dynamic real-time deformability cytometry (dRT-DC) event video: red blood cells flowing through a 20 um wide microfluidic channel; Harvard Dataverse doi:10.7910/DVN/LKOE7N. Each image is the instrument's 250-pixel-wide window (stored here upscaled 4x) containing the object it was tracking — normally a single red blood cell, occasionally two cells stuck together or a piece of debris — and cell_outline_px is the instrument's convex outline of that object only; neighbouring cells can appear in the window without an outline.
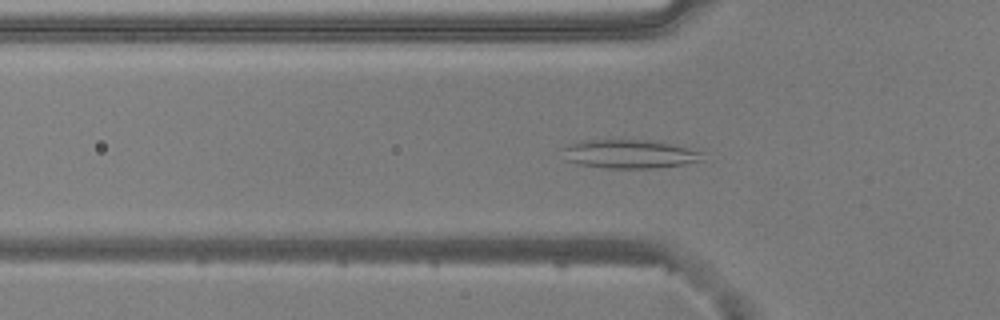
{"species": "common noctule bat (a hibernating species)", "species_latin": "Nyctalus noctula", "temperature_condition": "warm", "stored_images_in_passage": 53, "camera_frame_rate_fps": 3000, "um_per_image_px": 0.085, "animal": {"sex": "male", "body_mass_g": 20.5, "forearm_length_mm": 52.5}, "frame": {"image": 1, "passage_image": 17, "time_ms": 5.333, "image_size_px": [1000, 320], "cell_outline_px": [[704, 160], [684, 164], [656, 168], [608, 168], [576, 164], [564, 160], [560, 148], [564, 144], [580, 140], [648, 140], [668, 144], [704, 152]], "centroid_in_image_um": [53.4, 13.09], "position_along_channel_um": 72.4, "area_um2": 23.7}}
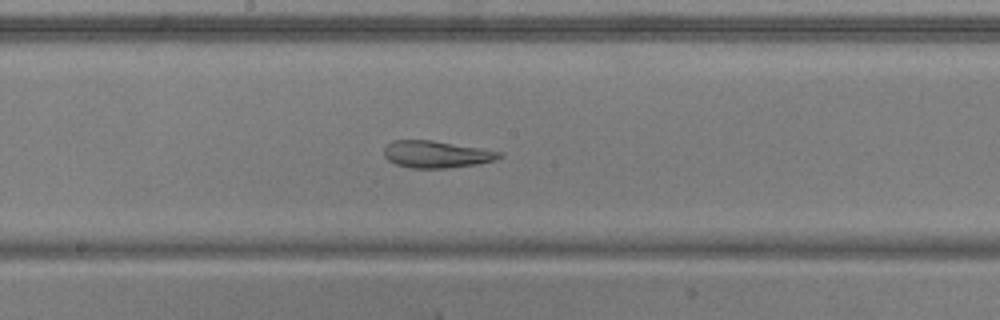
{"frame": {"image": 2, "passage_image": 28, "time_ms": 9.0, "image_size_px": [1000, 320], "cell_outline_px": [[504, 156], [496, 160], [480, 164], [448, 168], [412, 168], [396, 164], [388, 160], [384, 156], [384, 148], [392, 140], [432, 140], [480, 148], [500, 152]], "centroid_in_image_um": [37.11, 13.12], "position_along_channel_um": 211.1, "area_um2": 18.21}}
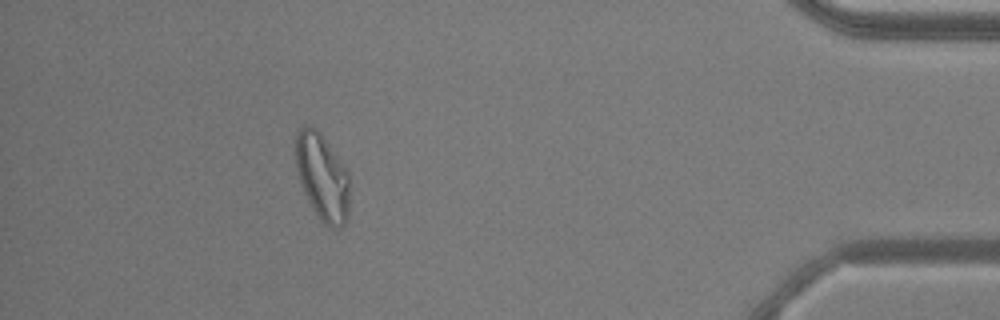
{"frame": {"image": 3, "passage_image": 48, "time_ms": 15.667, "image_size_px": [1000, 320], "cell_outline_px": [[348, 220], [340, 228], [332, 228], [324, 224], [320, 220], [312, 208], [304, 192], [296, 168], [296, 132], [304, 124], [308, 124], [316, 128], [320, 132], [348, 172]], "centroid_in_image_um": [27.39, 15.05], "position_along_channel_um": 407.8, "area_um2": 27.17}, "authors_computed_cell_mechanics": {"area_um2": 25.2586, "velocity_mm_per_s": 3.758, "shape_relaxation_time_tau1_ms": null, "shape_relaxation_time_tau2_ms": 3.0181, "deformation_change_tau1": null, "deformation_change_tau2": 0.1088}}